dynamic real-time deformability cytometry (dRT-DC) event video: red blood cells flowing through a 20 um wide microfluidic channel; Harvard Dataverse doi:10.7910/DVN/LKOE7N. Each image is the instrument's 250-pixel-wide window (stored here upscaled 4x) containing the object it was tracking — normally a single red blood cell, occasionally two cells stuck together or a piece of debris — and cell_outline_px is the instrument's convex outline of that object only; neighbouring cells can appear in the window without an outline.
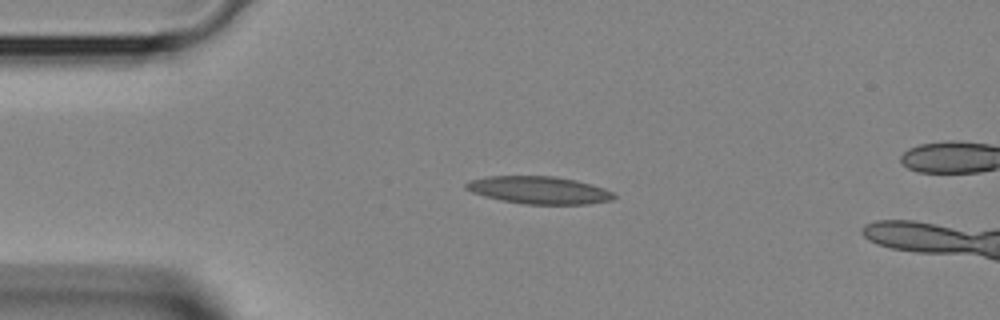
{"species": "Egyptian fruit bat (a non-hibernating species)", "species_latin": "Rousettus aegyptiacus", "temperature_condition": "room temperature", "stored_images_in_passage": 35, "camera_frame_rate_fps": 3000, "um_per_image_px": 0.085, "animal": {"sex": "female"}, "frame": {"image": 1, "passage_image": 6, "time_ms": 1.667, "image_size_px": [1000, 320], "cell_outline_px": [[616, 196], [612, 200], [588, 204], [524, 204], [504, 200], [472, 192], [464, 188], [464, 184], [472, 180], [488, 176], [556, 176], [576, 180], [592, 184], [604, 188], [612, 192]], "centroid_in_image_um": [45.86, 16.15], "position_along_channel_um": 39.1, "area_um2": 23.52}}
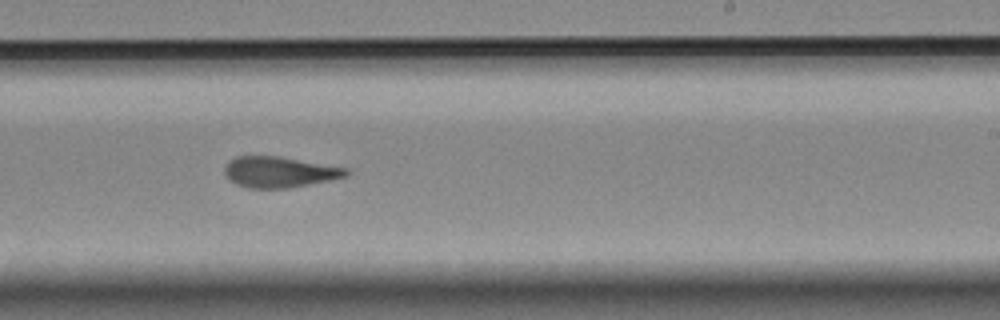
{"frame": {"image": 2, "passage_image": 22, "time_ms": 7.0, "image_size_px": [1000, 320], "cell_outline_px": [[352, 172], [348, 176], [288, 188], [248, 188], [236, 184], [228, 180], [224, 176], [224, 168], [228, 160], [236, 156], [276, 156], [348, 168]], "centroid_in_image_um": [23.7, 14.62], "position_along_channel_um": 265.3, "area_um2": 21.91}}
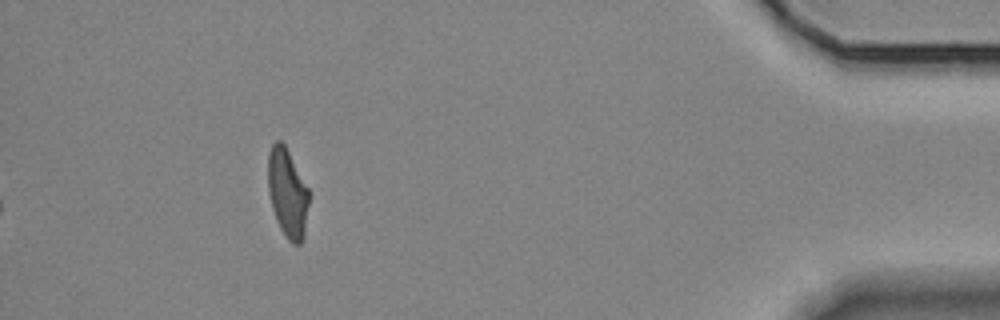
{"frame": {"image": 3, "passage_image": 35, "time_ms": 11.333, "image_size_px": [1000, 320], "cell_outline_px": [[308, 204], [304, 236], [300, 244], [292, 244], [288, 240], [280, 228], [276, 220], [272, 208], [268, 192], [268, 152], [272, 144], [276, 140], [280, 140], [284, 144], [308, 188]], "centroid_in_image_um": [24.41, 16.41], "position_along_channel_um": 410.8, "area_um2": 21.04}}